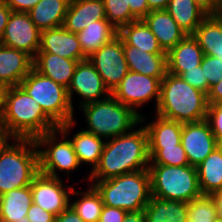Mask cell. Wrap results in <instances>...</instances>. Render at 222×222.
I'll return each mask as SVG.
<instances>
[{
    "instance_id": "obj_1",
    "label": "cell",
    "mask_w": 222,
    "mask_h": 222,
    "mask_svg": "<svg viewBox=\"0 0 222 222\" xmlns=\"http://www.w3.org/2000/svg\"><path fill=\"white\" fill-rule=\"evenodd\" d=\"M148 135L144 126L105 141L100 160L88 180H107L148 169Z\"/></svg>"
},
{
    "instance_id": "obj_2",
    "label": "cell",
    "mask_w": 222,
    "mask_h": 222,
    "mask_svg": "<svg viewBox=\"0 0 222 222\" xmlns=\"http://www.w3.org/2000/svg\"><path fill=\"white\" fill-rule=\"evenodd\" d=\"M0 122L19 139H35L59 127L20 86L3 89Z\"/></svg>"
},
{
    "instance_id": "obj_3",
    "label": "cell",
    "mask_w": 222,
    "mask_h": 222,
    "mask_svg": "<svg viewBox=\"0 0 222 222\" xmlns=\"http://www.w3.org/2000/svg\"><path fill=\"white\" fill-rule=\"evenodd\" d=\"M207 94L192 87L180 76L169 72L161 80L160 100L156 114L181 123L206 119Z\"/></svg>"
},
{
    "instance_id": "obj_4",
    "label": "cell",
    "mask_w": 222,
    "mask_h": 222,
    "mask_svg": "<svg viewBox=\"0 0 222 222\" xmlns=\"http://www.w3.org/2000/svg\"><path fill=\"white\" fill-rule=\"evenodd\" d=\"M100 194L104 205L130 211L144 210L151 197L148 169L107 180H87Z\"/></svg>"
},
{
    "instance_id": "obj_5",
    "label": "cell",
    "mask_w": 222,
    "mask_h": 222,
    "mask_svg": "<svg viewBox=\"0 0 222 222\" xmlns=\"http://www.w3.org/2000/svg\"><path fill=\"white\" fill-rule=\"evenodd\" d=\"M80 108L87 123L88 129L85 131L105 141L126 134L141 123V116L119 102L112 94Z\"/></svg>"
},
{
    "instance_id": "obj_6",
    "label": "cell",
    "mask_w": 222,
    "mask_h": 222,
    "mask_svg": "<svg viewBox=\"0 0 222 222\" xmlns=\"http://www.w3.org/2000/svg\"><path fill=\"white\" fill-rule=\"evenodd\" d=\"M148 171L152 196L185 203L202 196L196 167L149 164Z\"/></svg>"
},
{
    "instance_id": "obj_7",
    "label": "cell",
    "mask_w": 222,
    "mask_h": 222,
    "mask_svg": "<svg viewBox=\"0 0 222 222\" xmlns=\"http://www.w3.org/2000/svg\"><path fill=\"white\" fill-rule=\"evenodd\" d=\"M13 143L0 156V196L13 189L31 185L40 173L34 139H19Z\"/></svg>"
},
{
    "instance_id": "obj_8",
    "label": "cell",
    "mask_w": 222,
    "mask_h": 222,
    "mask_svg": "<svg viewBox=\"0 0 222 222\" xmlns=\"http://www.w3.org/2000/svg\"><path fill=\"white\" fill-rule=\"evenodd\" d=\"M74 124L75 120L64 123L59 125L57 129L34 139L38 150L40 173L60 178L57 170L64 171L68 175L72 170L81 166L70 139L66 138L67 136L70 137L69 132L71 131L69 130L73 128ZM58 134L62 137L59 142L57 141ZM42 146H45V149H41Z\"/></svg>"
},
{
    "instance_id": "obj_9",
    "label": "cell",
    "mask_w": 222,
    "mask_h": 222,
    "mask_svg": "<svg viewBox=\"0 0 222 222\" xmlns=\"http://www.w3.org/2000/svg\"><path fill=\"white\" fill-rule=\"evenodd\" d=\"M19 86L42 107L43 111L58 126L75 120L67 88L61 84L32 68Z\"/></svg>"
},
{
    "instance_id": "obj_10",
    "label": "cell",
    "mask_w": 222,
    "mask_h": 222,
    "mask_svg": "<svg viewBox=\"0 0 222 222\" xmlns=\"http://www.w3.org/2000/svg\"><path fill=\"white\" fill-rule=\"evenodd\" d=\"M161 80L151 76L139 74L129 70L120 84L111 93L119 102L133 109L141 116V123L145 115L138 112L137 108L155 99L156 108L160 100Z\"/></svg>"
},
{
    "instance_id": "obj_11",
    "label": "cell",
    "mask_w": 222,
    "mask_h": 222,
    "mask_svg": "<svg viewBox=\"0 0 222 222\" xmlns=\"http://www.w3.org/2000/svg\"><path fill=\"white\" fill-rule=\"evenodd\" d=\"M87 59L93 64L110 93L129 72L123 41L118 35L93 52Z\"/></svg>"
},
{
    "instance_id": "obj_12",
    "label": "cell",
    "mask_w": 222,
    "mask_h": 222,
    "mask_svg": "<svg viewBox=\"0 0 222 222\" xmlns=\"http://www.w3.org/2000/svg\"><path fill=\"white\" fill-rule=\"evenodd\" d=\"M0 44L24 51L34 58L40 49L41 31L35 26L28 12L12 11Z\"/></svg>"
},
{
    "instance_id": "obj_13",
    "label": "cell",
    "mask_w": 222,
    "mask_h": 222,
    "mask_svg": "<svg viewBox=\"0 0 222 222\" xmlns=\"http://www.w3.org/2000/svg\"><path fill=\"white\" fill-rule=\"evenodd\" d=\"M58 177H50L39 173L31 183L33 203L54 215H59L69 205L73 186H64ZM67 189V190H66Z\"/></svg>"
},
{
    "instance_id": "obj_14",
    "label": "cell",
    "mask_w": 222,
    "mask_h": 222,
    "mask_svg": "<svg viewBox=\"0 0 222 222\" xmlns=\"http://www.w3.org/2000/svg\"><path fill=\"white\" fill-rule=\"evenodd\" d=\"M74 92L84 99V101L80 102V107L107 98L111 94L88 59L77 63L71 84L67 89L72 108L74 107L72 104Z\"/></svg>"
},
{
    "instance_id": "obj_15",
    "label": "cell",
    "mask_w": 222,
    "mask_h": 222,
    "mask_svg": "<svg viewBox=\"0 0 222 222\" xmlns=\"http://www.w3.org/2000/svg\"><path fill=\"white\" fill-rule=\"evenodd\" d=\"M181 144L190 166L197 167L220 144L206 120L183 123Z\"/></svg>"
},
{
    "instance_id": "obj_16",
    "label": "cell",
    "mask_w": 222,
    "mask_h": 222,
    "mask_svg": "<svg viewBox=\"0 0 222 222\" xmlns=\"http://www.w3.org/2000/svg\"><path fill=\"white\" fill-rule=\"evenodd\" d=\"M37 53H51L78 61L88 58L81 49L76 33L63 26L41 31V44Z\"/></svg>"
},
{
    "instance_id": "obj_17",
    "label": "cell",
    "mask_w": 222,
    "mask_h": 222,
    "mask_svg": "<svg viewBox=\"0 0 222 222\" xmlns=\"http://www.w3.org/2000/svg\"><path fill=\"white\" fill-rule=\"evenodd\" d=\"M33 68V58L26 52L0 44V86H19Z\"/></svg>"
},
{
    "instance_id": "obj_18",
    "label": "cell",
    "mask_w": 222,
    "mask_h": 222,
    "mask_svg": "<svg viewBox=\"0 0 222 222\" xmlns=\"http://www.w3.org/2000/svg\"><path fill=\"white\" fill-rule=\"evenodd\" d=\"M166 56L167 71L180 76L186 70H192L200 66L204 53L193 35H186L166 53Z\"/></svg>"
},
{
    "instance_id": "obj_19",
    "label": "cell",
    "mask_w": 222,
    "mask_h": 222,
    "mask_svg": "<svg viewBox=\"0 0 222 222\" xmlns=\"http://www.w3.org/2000/svg\"><path fill=\"white\" fill-rule=\"evenodd\" d=\"M106 19L102 0H70L63 27L78 33L95 21Z\"/></svg>"
},
{
    "instance_id": "obj_20",
    "label": "cell",
    "mask_w": 222,
    "mask_h": 222,
    "mask_svg": "<svg viewBox=\"0 0 222 222\" xmlns=\"http://www.w3.org/2000/svg\"><path fill=\"white\" fill-rule=\"evenodd\" d=\"M142 20L166 53L187 35L166 10H152Z\"/></svg>"
},
{
    "instance_id": "obj_21",
    "label": "cell",
    "mask_w": 222,
    "mask_h": 222,
    "mask_svg": "<svg viewBox=\"0 0 222 222\" xmlns=\"http://www.w3.org/2000/svg\"><path fill=\"white\" fill-rule=\"evenodd\" d=\"M123 49L129 70L160 80L168 72L166 53H148L128 44Z\"/></svg>"
},
{
    "instance_id": "obj_22",
    "label": "cell",
    "mask_w": 222,
    "mask_h": 222,
    "mask_svg": "<svg viewBox=\"0 0 222 222\" xmlns=\"http://www.w3.org/2000/svg\"><path fill=\"white\" fill-rule=\"evenodd\" d=\"M78 62L51 53H37L33 58V68L68 89Z\"/></svg>"
},
{
    "instance_id": "obj_23",
    "label": "cell",
    "mask_w": 222,
    "mask_h": 222,
    "mask_svg": "<svg viewBox=\"0 0 222 222\" xmlns=\"http://www.w3.org/2000/svg\"><path fill=\"white\" fill-rule=\"evenodd\" d=\"M32 203L30 185L4 193L0 196V222H29L27 213Z\"/></svg>"
},
{
    "instance_id": "obj_24",
    "label": "cell",
    "mask_w": 222,
    "mask_h": 222,
    "mask_svg": "<svg viewBox=\"0 0 222 222\" xmlns=\"http://www.w3.org/2000/svg\"><path fill=\"white\" fill-rule=\"evenodd\" d=\"M70 0H41L28 14L40 30L61 27L64 24Z\"/></svg>"
},
{
    "instance_id": "obj_25",
    "label": "cell",
    "mask_w": 222,
    "mask_h": 222,
    "mask_svg": "<svg viewBox=\"0 0 222 222\" xmlns=\"http://www.w3.org/2000/svg\"><path fill=\"white\" fill-rule=\"evenodd\" d=\"M202 195L212 196L222 191V144L214 149L197 167Z\"/></svg>"
},
{
    "instance_id": "obj_26",
    "label": "cell",
    "mask_w": 222,
    "mask_h": 222,
    "mask_svg": "<svg viewBox=\"0 0 222 222\" xmlns=\"http://www.w3.org/2000/svg\"><path fill=\"white\" fill-rule=\"evenodd\" d=\"M155 120L145 124L148 147H170L181 143L183 123L156 114Z\"/></svg>"
},
{
    "instance_id": "obj_27",
    "label": "cell",
    "mask_w": 222,
    "mask_h": 222,
    "mask_svg": "<svg viewBox=\"0 0 222 222\" xmlns=\"http://www.w3.org/2000/svg\"><path fill=\"white\" fill-rule=\"evenodd\" d=\"M204 55L214 56L222 62V22L208 14L192 34Z\"/></svg>"
},
{
    "instance_id": "obj_28",
    "label": "cell",
    "mask_w": 222,
    "mask_h": 222,
    "mask_svg": "<svg viewBox=\"0 0 222 222\" xmlns=\"http://www.w3.org/2000/svg\"><path fill=\"white\" fill-rule=\"evenodd\" d=\"M118 36L122 39L123 44L139 48L142 51L148 53H166L142 19L121 27L118 30Z\"/></svg>"
},
{
    "instance_id": "obj_29",
    "label": "cell",
    "mask_w": 222,
    "mask_h": 222,
    "mask_svg": "<svg viewBox=\"0 0 222 222\" xmlns=\"http://www.w3.org/2000/svg\"><path fill=\"white\" fill-rule=\"evenodd\" d=\"M144 213L147 222H187V203L151 195Z\"/></svg>"
},
{
    "instance_id": "obj_30",
    "label": "cell",
    "mask_w": 222,
    "mask_h": 222,
    "mask_svg": "<svg viewBox=\"0 0 222 222\" xmlns=\"http://www.w3.org/2000/svg\"><path fill=\"white\" fill-rule=\"evenodd\" d=\"M83 53L89 57L101 46L118 35V30L107 20H98L76 33Z\"/></svg>"
},
{
    "instance_id": "obj_31",
    "label": "cell",
    "mask_w": 222,
    "mask_h": 222,
    "mask_svg": "<svg viewBox=\"0 0 222 222\" xmlns=\"http://www.w3.org/2000/svg\"><path fill=\"white\" fill-rule=\"evenodd\" d=\"M166 11L187 35H192L208 15L192 0H170Z\"/></svg>"
},
{
    "instance_id": "obj_32",
    "label": "cell",
    "mask_w": 222,
    "mask_h": 222,
    "mask_svg": "<svg viewBox=\"0 0 222 222\" xmlns=\"http://www.w3.org/2000/svg\"><path fill=\"white\" fill-rule=\"evenodd\" d=\"M70 141L81 166L90 164L93 171L100 160L105 140L81 129L72 139L70 137Z\"/></svg>"
},
{
    "instance_id": "obj_33",
    "label": "cell",
    "mask_w": 222,
    "mask_h": 222,
    "mask_svg": "<svg viewBox=\"0 0 222 222\" xmlns=\"http://www.w3.org/2000/svg\"><path fill=\"white\" fill-rule=\"evenodd\" d=\"M89 185V189L86 192H76L73 188L70 196H77L80 194L81 198L71 202L70 206L84 222H99L104 203L96 189L91 184Z\"/></svg>"
},
{
    "instance_id": "obj_34",
    "label": "cell",
    "mask_w": 222,
    "mask_h": 222,
    "mask_svg": "<svg viewBox=\"0 0 222 222\" xmlns=\"http://www.w3.org/2000/svg\"><path fill=\"white\" fill-rule=\"evenodd\" d=\"M187 222H213L217 217V204L213 196L202 195L187 203Z\"/></svg>"
},
{
    "instance_id": "obj_35",
    "label": "cell",
    "mask_w": 222,
    "mask_h": 222,
    "mask_svg": "<svg viewBox=\"0 0 222 222\" xmlns=\"http://www.w3.org/2000/svg\"><path fill=\"white\" fill-rule=\"evenodd\" d=\"M148 150L150 164L169 166L189 165L187 154L181 143L170 147H148Z\"/></svg>"
},
{
    "instance_id": "obj_36",
    "label": "cell",
    "mask_w": 222,
    "mask_h": 222,
    "mask_svg": "<svg viewBox=\"0 0 222 222\" xmlns=\"http://www.w3.org/2000/svg\"><path fill=\"white\" fill-rule=\"evenodd\" d=\"M106 19L117 29L138 20L130 11L128 0H102Z\"/></svg>"
},
{
    "instance_id": "obj_37",
    "label": "cell",
    "mask_w": 222,
    "mask_h": 222,
    "mask_svg": "<svg viewBox=\"0 0 222 222\" xmlns=\"http://www.w3.org/2000/svg\"><path fill=\"white\" fill-rule=\"evenodd\" d=\"M201 68L210 88L222 80V62L218 58L204 55Z\"/></svg>"
},
{
    "instance_id": "obj_38",
    "label": "cell",
    "mask_w": 222,
    "mask_h": 222,
    "mask_svg": "<svg viewBox=\"0 0 222 222\" xmlns=\"http://www.w3.org/2000/svg\"><path fill=\"white\" fill-rule=\"evenodd\" d=\"M205 120L208 122L217 142L222 144V105L220 103L208 104Z\"/></svg>"
},
{
    "instance_id": "obj_39",
    "label": "cell",
    "mask_w": 222,
    "mask_h": 222,
    "mask_svg": "<svg viewBox=\"0 0 222 222\" xmlns=\"http://www.w3.org/2000/svg\"><path fill=\"white\" fill-rule=\"evenodd\" d=\"M180 77L192 87L199 89L206 94L210 91L207 79H204V71L201 68V65L195 67V69L186 70L180 75Z\"/></svg>"
},
{
    "instance_id": "obj_40",
    "label": "cell",
    "mask_w": 222,
    "mask_h": 222,
    "mask_svg": "<svg viewBox=\"0 0 222 222\" xmlns=\"http://www.w3.org/2000/svg\"><path fill=\"white\" fill-rule=\"evenodd\" d=\"M55 217L56 215L45 211L35 203L31 204L27 213L29 222H54Z\"/></svg>"
},
{
    "instance_id": "obj_41",
    "label": "cell",
    "mask_w": 222,
    "mask_h": 222,
    "mask_svg": "<svg viewBox=\"0 0 222 222\" xmlns=\"http://www.w3.org/2000/svg\"><path fill=\"white\" fill-rule=\"evenodd\" d=\"M127 211L104 205L99 222H123Z\"/></svg>"
},
{
    "instance_id": "obj_42",
    "label": "cell",
    "mask_w": 222,
    "mask_h": 222,
    "mask_svg": "<svg viewBox=\"0 0 222 222\" xmlns=\"http://www.w3.org/2000/svg\"><path fill=\"white\" fill-rule=\"evenodd\" d=\"M9 140L16 142L19 138L0 122V156L14 145L13 143L9 144Z\"/></svg>"
},
{
    "instance_id": "obj_43",
    "label": "cell",
    "mask_w": 222,
    "mask_h": 222,
    "mask_svg": "<svg viewBox=\"0 0 222 222\" xmlns=\"http://www.w3.org/2000/svg\"><path fill=\"white\" fill-rule=\"evenodd\" d=\"M12 11L28 12L41 0H2Z\"/></svg>"
},
{
    "instance_id": "obj_44",
    "label": "cell",
    "mask_w": 222,
    "mask_h": 222,
    "mask_svg": "<svg viewBox=\"0 0 222 222\" xmlns=\"http://www.w3.org/2000/svg\"><path fill=\"white\" fill-rule=\"evenodd\" d=\"M131 13L139 20L143 19L149 12L147 0H128Z\"/></svg>"
},
{
    "instance_id": "obj_45",
    "label": "cell",
    "mask_w": 222,
    "mask_h": 222,
    "mask_svg": "<svg viewBox=\"0 0 222 222\" xmlns=\"http://www.w3.org/2000/svg\"><path fill=\"white\" fill-rule=\"evenodd\" d=\"M54 222H84L83 219L69 205L64 211L55 217Z\"/></svg>"
},
{
    "instance_id": "obj_46",
    "label": "cell",
    "mask_w": 222,
    "mask_h": 222,
    "mask_svg": "<svg viewBox=\"0 0 222 222\" xmlns=\"http://www.w3.org/2000/svg\"><path fill=\"white\" fill-rule=\"evenodd\" d=\"M208 104L220 103L222 101V80L214 84L207 94Z\"/></svg>"
},
{
    "instance_id": "obj_47",
    "label": "cell",
    "mask_w": 222,
    "mask_h": 222,
    "mask_svg": "<svg viewBox=\"0 0 222 222\" xmlns=\"http://www.w3.org/2000/svg\"><path fill=\"white\" fill-rule=\"evenodd\" d=\"M11 12L12 10L2 0H0V39L4 33Z\"/></svg>"
},
{
    "instance_id": "obj_48",
    "label": "cell",
    "mask_w": 222,
    "mask_h": 222,
    "mask_svg": "<svg viewBox=\"0 0 222 222\" xmlns=\"http://www.w3.org/2000/svg\"><path fill=\"white\" fill-rule=\"evenodd\" d=\"M123 222H147L144 210L127 212Z\"/></svg>"
},
{
    "instance_id": "obj_49",
    "label": "cell",
    "mask_w": 222,
    "mask_h": 222,
    "mask_svg": "<svg viewBox=\"0 0 222 222\" xmlns=\"http://www.w3.org/2000/svg\"><path fill=\"white\" fill-rule=\"evenodd\" d=\"M198 6H200L207 14H213L217 0H192Z\"/></svg>"
},
{
    "instance_id": "obj_50",
    "label": "cell",
    "mask_w": 222,
    "mask_h": 222,
    "mask_svg": "<svg viewBox=\"0 0 222 222\" xmlns=\"http://www.w3.org/2000/svg\"><path fill=\"white\" fill-rule=\"evenodd\" d=\"M170 0H147L148 8L152 10H166Z\"/></svg>"
},
{
    "instance_id": "obj_51",
    "label": "cell",
    "mask_w": 222,
    "mask_h": 222,
    "mask_svg": "<svg viewBox=\"0 0 222 222\" xmlns=\"http://www.w3.org/2000/svg\"><path fill=\"white\" fill-rule=\"evenodd\" d=\"M212 196L217 204V217L222 219V191Z\"/></svg>"
},
{
    "instance_id": "obj_52",
    "label": "cell",
    "mask_w": 222,
    "mask_h": 222,
    "mask_svg": "<svg viewBox=\"0 0 222 222\" xmlns=\"http://www.w3.org/2000/svg\"><path fill=\"white\" fill-rule=\"evenodd\" d=\"M214 12H222V0H217L216 8Z\"/></svg>"
},
{
    "instance_id": "obj_53",
    "label": "cell",
    "mask_w": 222,
    "mask_h": 222,
    "mask_svg": "<svg viewBox=\"0 0 222 222\" xmlns=\"http://www.w3.org/2000/svg\"><path fill=\"white\" fill-rule=\"evenodd\" d=\"M213 15L222 22V12H213Z\"/></svg>"
},
{
    "instance_id": "obj_54",
    "label": "cell",
    "mask_w": 222,
    "mask_h": 222,
    "mask_svg": "<svg viewBox=\"0 0 222 222\" xmlns=\"http://www.w3.org/2000/svg\"><path fill=\"white\" fill-rule=\"evenodd\" d=\"M2 97H3V93H0V120L2 116Z\"/></svg>"
},
{
    "instance_id": "obj_55",
    "label": "cell",
    "mask_w": 222,
    "mask_h": 222,
    "mask_svg": "<svg viewBox=\"0 0 222 222\" xmlns=\"http://www.w3.org/2000/svg\"><path fill=\"white\" fill-rule=\"evenodd\" d=\"M213 222H222V219L219 217H216Z\"/></svg>"
},
{
    "instance_id": "obj_56",
    "label": "cell",
    "mask_w": 222,
    "mask_h": 222,
    "mask_svg": "<svg viewBox=\"0 0 222 222\" xmlns=\"http://www.w3.org/2000/svg\"><path fill=\"white\" fill-rule=\"evenodd\" d=\"M0 93H3V89H2V87L0 86Z\"/></svg>"
}]
</instances>
